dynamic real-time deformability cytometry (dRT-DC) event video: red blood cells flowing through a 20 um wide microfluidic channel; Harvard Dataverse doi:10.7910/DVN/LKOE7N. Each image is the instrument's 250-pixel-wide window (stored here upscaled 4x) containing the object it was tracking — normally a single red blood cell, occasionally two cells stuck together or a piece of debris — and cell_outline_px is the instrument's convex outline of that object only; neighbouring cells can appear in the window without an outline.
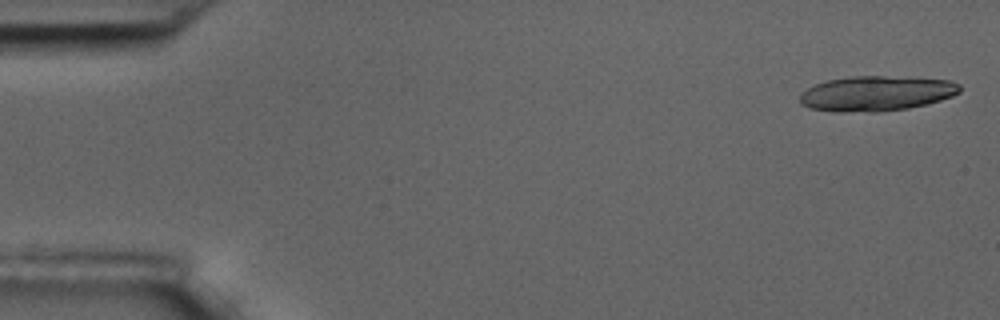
{"species": "common noctule bat (a hibernating species)", "species_latin": "Nyctalus noctula", "temperature_condition": "room temperature", "stored_images_in_passage": 8, "camera_frame_rate_fps": 3000, "um_per_image_px": 0.085, "animal": {"sex": "male", "body_mass_g": 17.5, "forearm_length_mm": 52.3}, "frame": {"image": 1, "passage_image": 1, "time_ms": 0.0, "image_size_px": [1000, 320], "cell_outline_px": [[960, 92], [952, 96], [928, 104], [908, 108], [880, 112], [832, 112], [812, 108], [800, 104], [800, 96], [808, 88], [816, 84], [828, 80], [852, 76], [884, 76], [948, 80], [960, 84]], "centroid_in_image_um": [74.49, 7.96], "position_along_channel_um": 10.5, "area_um2": 32.6}}
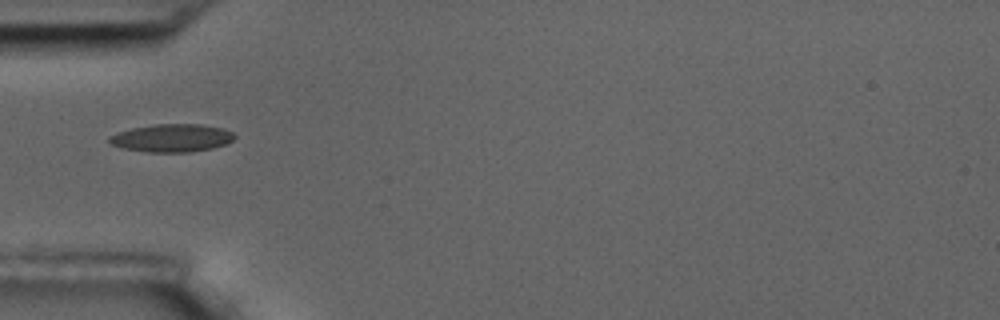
{"frame": {"image": 2, "passage_image": 6, "time_ms": 1.667, "image_size_px": [1000, 320], "cell_outline_px": [[236, 136], [232, 140], [224, 144], [212, 148], [188, 152], [148, 152], [124, 148], [112, 144], [108, 140], [108, 136], [116, 132], [132, 128], [156, 124], [200, 124], [224, 128], [232, 132]], "centroid_in_image_um": [14.6, 11.72], "position_along_channel_um": 70.4, "area_um2": 20.29}}
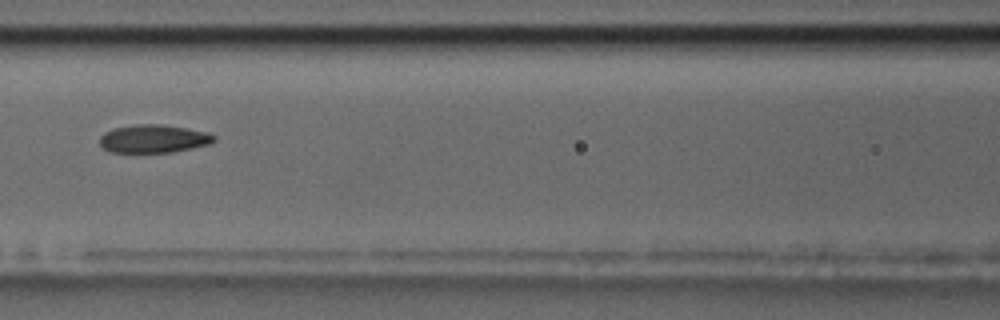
{"frame": {"image": 3, "passage_image": 8, "time_ms": 2.333, "image_size_px": [1000, 320], "cell_outline_px": [[216, 140], [208, 144], [192, 148], [172, 152], [112, 152], [104, 148], [100, 144], [100, 136], [104, 132], [112, 128], [136, 124], [160, 124], [208, 132], [216, 136]], "centroid_in_image_um": [13.04, 11.78], "position_along_channel_um": 153.6, "area_um2": 18.67}}